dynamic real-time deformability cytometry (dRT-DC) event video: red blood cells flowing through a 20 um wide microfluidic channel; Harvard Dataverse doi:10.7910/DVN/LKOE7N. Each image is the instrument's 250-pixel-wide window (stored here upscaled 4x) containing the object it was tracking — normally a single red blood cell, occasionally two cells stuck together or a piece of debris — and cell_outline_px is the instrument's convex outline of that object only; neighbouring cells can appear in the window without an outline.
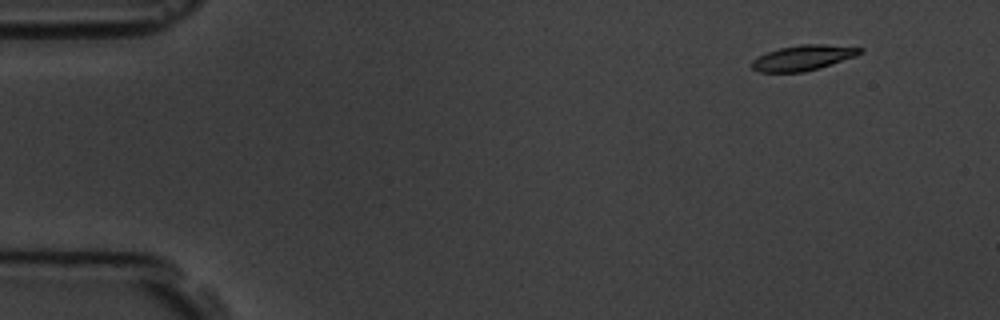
{"species": "common noctule bat (a hibernating species)", "species_latin": "Nyctalus noctula", "temperature_condition": "room temperature", "stored_images_in_passage": 4, "camera_frame_rate_fps": 3000, "um_per_image_px": 0.085, "animal": {"sex": "male", "body_mass_g": 19.5, "forearm_length_mm": 54.6}, "frame": {"image": 1, "passage_image": 2, "time_ms": 1.333, "image_size_px": [1000, 320], "cell_outline_px": [[864, 52], [856, 56], [820, 68], [804, 72], [760, 72], [752, 68], [752, 60], [768, 52], [780, 48], [800, 44], [824, 44], [864, 48]], "centroid_in_image_um": [68.31, 4.91], "position_along_channel_um": 16.7, "area_um2": 15.9}}